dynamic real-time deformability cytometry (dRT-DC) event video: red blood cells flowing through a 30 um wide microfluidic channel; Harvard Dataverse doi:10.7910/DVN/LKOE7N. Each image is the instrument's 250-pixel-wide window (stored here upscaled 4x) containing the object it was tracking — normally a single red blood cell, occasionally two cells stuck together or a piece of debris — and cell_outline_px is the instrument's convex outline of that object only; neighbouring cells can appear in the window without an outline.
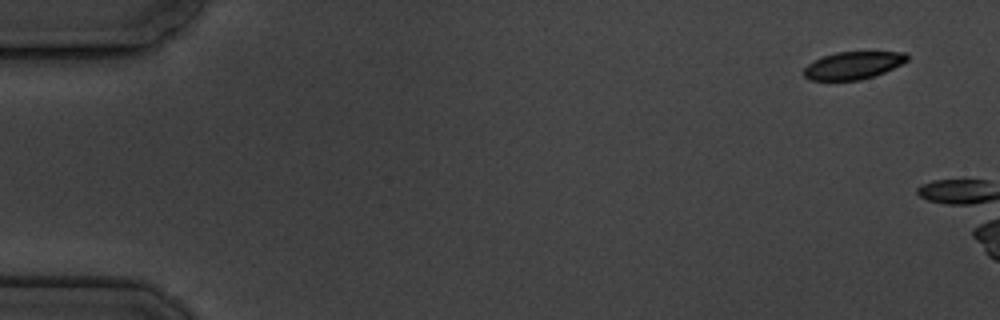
{"species": "common noctule bat (a hibernating species)", "species_latin": "Nyctalus noctula", "temperature_condition": "cold", "stored_images_in_passage": 6, "camera_frame_rate_fps": 3000, "um_per_image_px": 0.085, "animal": {"sex": "male", "body_mass_g": 19.5, "forearm_length_mm": 54.6}, "frame": {"image": 1, "passage_image": 1, "time_ms": 0.0, "image_size_px": [1000, 320], "cell_outline_px": [[908, 60], [884, 72], [860, 80], [812, 80], [804, 76], [804, 68], [808, 64], [824, 56], [836, 52], [904, 52], [908, 56]], "centroid_in_image_um": [72.5, 5.55], "position_along_channel_um": 12.5, "area_um2": 16.24}}
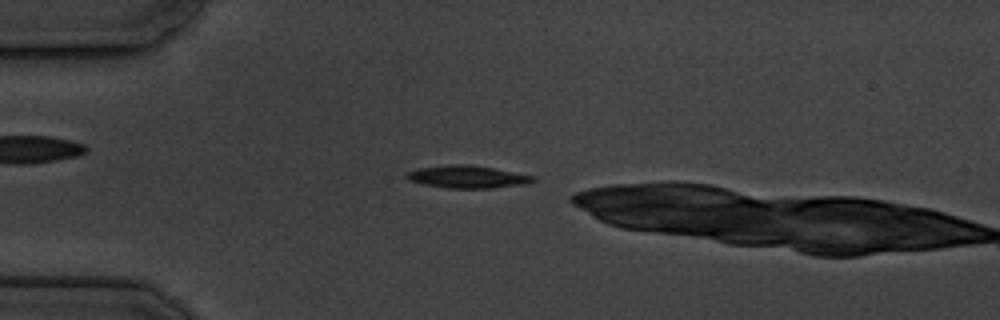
{"frame": {"image": 2, "passage_image": 6, "time_ms": 5.667, "image_size_px": [1000, 320], "cell_outline_px": [[536, 180], [528, 184], [492, 188], [448, 188], [424, 184], [408, 180], [404, 176], [408, 172], [420, 168], [448, 164], [468, 164], [492, 168], [536, 176]], "centroid_in_image_um": [39.76, 15.03], "position_along_channel_um": 45.2, "area_um2": 16.59}}